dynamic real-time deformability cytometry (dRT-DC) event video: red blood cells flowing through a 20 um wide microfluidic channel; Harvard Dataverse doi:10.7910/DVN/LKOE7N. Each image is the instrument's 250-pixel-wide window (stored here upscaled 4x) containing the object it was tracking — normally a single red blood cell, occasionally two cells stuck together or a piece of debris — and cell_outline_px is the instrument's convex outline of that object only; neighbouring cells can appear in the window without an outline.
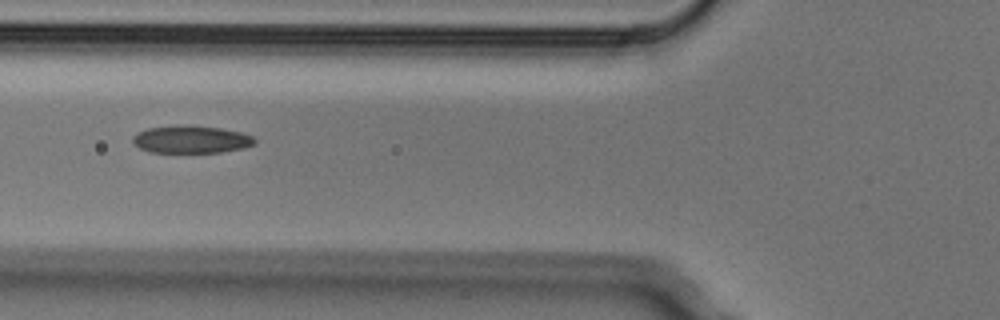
{"species": "Egyptian fruit bat (a non-hibernating species)", "species_latin": "Rousettus aegyptiacus", "temperature_condition": "cold", "stored_images_in_passage": 5, "camera_frame_rate_fps": 3000, "um_per_image_px": 0.085, "animal": {"sex": "male"}, "frame": {"image": 1, "passage_image": 2, "time_ms": 0.333, "image_size_px": [1000, 320], "cell_outline_px": [[256, 144], [244, 148], [220, 152], [148, 152], [132, 144], [132, 136], [136, 132], [148, 128], [180, 124], [184, 124], [220, 128], [240, 132], [252, 136], [256, 140]], "centroid_in_image_um": [16.21, 11.84], "position_along_channel_um": 109.6, "area_um2": 19.83}}
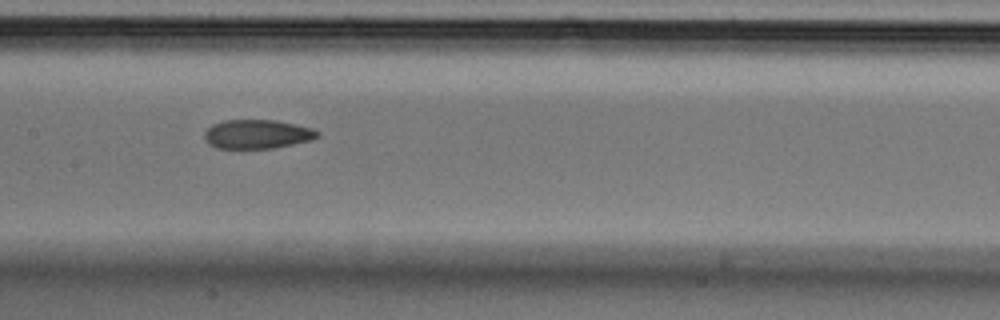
{"frame": {"image": 2, "passage_image": 4, "time_ms": 1.0, "image_size_px": [1000, 320], "cell_outline_px": [[320, 136], [312, 140], [272, 148], [216, 148], [208, 144], [204, 140], [204, 132], [212, 124], [224, 120], [276, 120], [296, 124], [312, 128], [320, 132]], "centroid_in_image_um": [21.86, 11.4], "position_along_channel_um": 185.5, "area_um2": 19.25}}
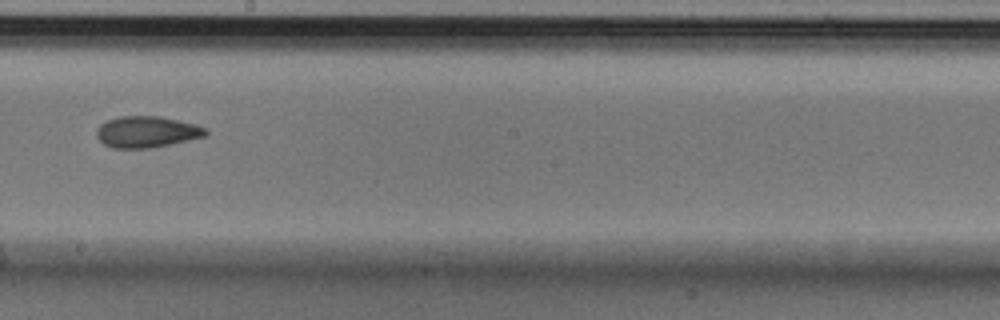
{"frame": {"image": 3, "passage_image": 5, "time_ms": 1.333, "image_size_px": [1000, 320], "cell_outline_px": [[208, 132], [204, 136], [188, 140], [152, 148], [112, 148], [104, 144], [96, 136], [96, 128], [100, 124], [116, 116], [160, 116], [196, 124], [204, 128]], "centroid_in_image_um": [12.43, 11.2], "position_along_channel_um": 235.8, "area_um2": 19.94}}